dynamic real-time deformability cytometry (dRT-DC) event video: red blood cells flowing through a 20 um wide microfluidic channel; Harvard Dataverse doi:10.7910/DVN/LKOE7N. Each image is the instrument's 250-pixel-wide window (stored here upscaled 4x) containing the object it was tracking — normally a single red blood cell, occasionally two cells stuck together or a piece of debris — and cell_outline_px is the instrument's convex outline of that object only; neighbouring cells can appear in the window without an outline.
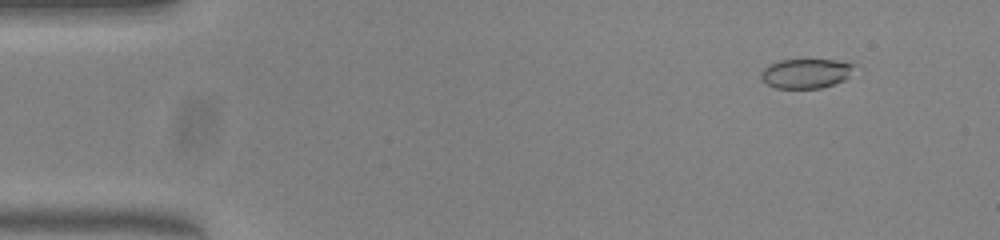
{"species": "common noctule bat (a hibernating species)", "species_latin": "Nyctalus noctula", "temperature_condition": "warm", "stored_images_in_passage": 51, "camera_frame_rate_fps": 3000, "um_per_image_px": 0.085, "animal": {"sex": "female", "body_mass_g": 23.0, "forearm_length_mm": 53.4}, "frame": {"image": 1, "passage_image": 5, "time_ms": 1.333, "image_size_px": [1000, 240], "cell_outline_px": [[856, 64], [848, 76], [844, 80], [820, 88], [776, 88], [768, 84], [760, 76], [760, 72], [768, 64], [780, 60], [836, 60]], "centroid_in_image_um": [68.48, 6.23], "position_along_channel_um": 16.5, "area_um2": 15.9}}
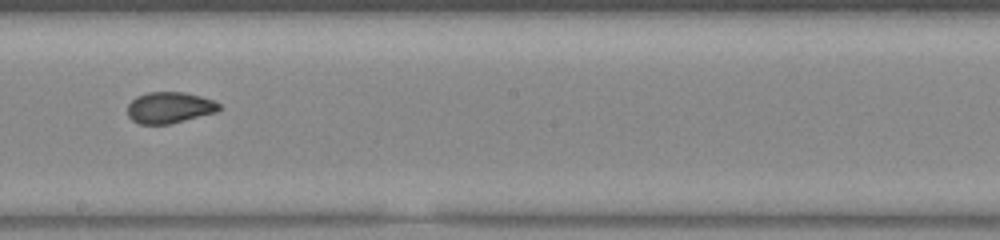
{"frame": {"image": 2, "passage_image": 29, "time_ms": 9.333, "image_size_px": [1000, 240], "cell_outline_px": [[220, 108], [216, 112], [168, 124], [140, 124], [132, 120], [128, 116], [128, 104], [136, 96], [148, 92], [184, 92], [200, 96], [212, 100], [220, 104]], "centroid_in_image_um": [14.38, 9.14], "position_along_channel_um": 233.8, "area_um2": 16.53}}
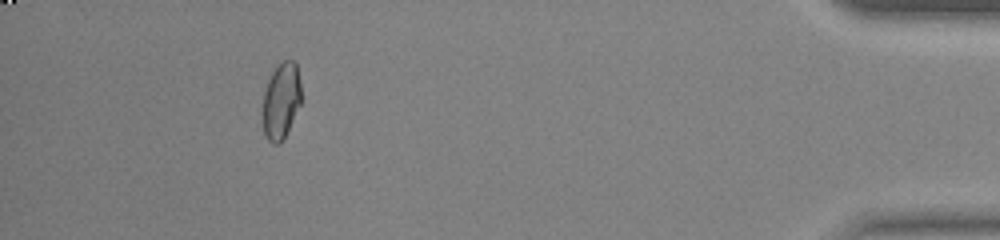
{"frame": {"image": 3, "passage_image": 47, "time_ms": 15.333, "image_size_px": [1000, 240], "cell_outline_px": [[300, 104], [280, 144], [272, 144], [268, 140], [264, 132], [260, 112], [264, 92], [272, 68], [284, 60], [296, 60], [300, 84]], "centroid_in_image_um": [23.84, 8.54], "position_along_channel_um": 411.4, "area_um2": 17.4}}